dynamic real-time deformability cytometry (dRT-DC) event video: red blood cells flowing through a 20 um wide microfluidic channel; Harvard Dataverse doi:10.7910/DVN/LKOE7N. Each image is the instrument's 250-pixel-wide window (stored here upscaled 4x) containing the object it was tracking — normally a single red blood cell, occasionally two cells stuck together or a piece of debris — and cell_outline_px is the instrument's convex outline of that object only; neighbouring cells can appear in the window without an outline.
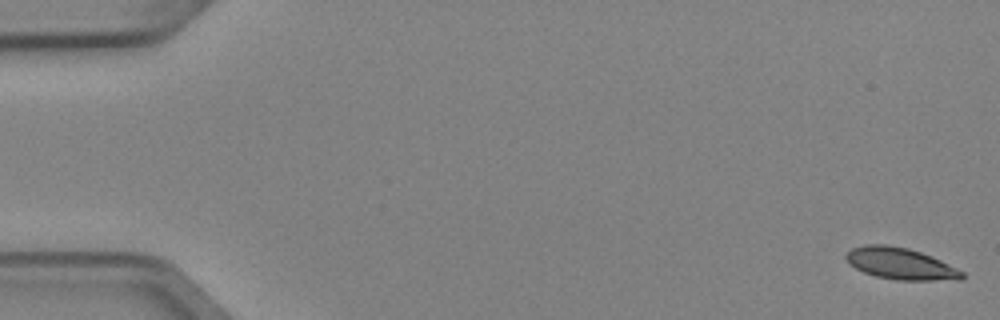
{"species": "Egyptian fruit bat (a non-hibernating species)", "species_latin": "Rousettus aegyptiacus", "temperature_condition": "cold", "stored_images_in_passage": 5, "camera_frame_rate_fps": 3000, "um_per_image_px": 0.085, "animal": {"sex": "female"}, "frame": {"image": 1, "passage_image": 1, "time_ms": 0.0, "image_size_px": [1000, 320], "cell_outline_px": [[964, 276], [960, 280], [896, 280], [876, 276], [864, 272], [848, 264], [844, 256], [852, 248], [864, 244], [888, 244], [908, 248], [932, 256], [964, 272]], "centroid_in_image_um": [76.52, 22.4], "position_along_channel_um": 8.5, "area_um2": 21.44}}
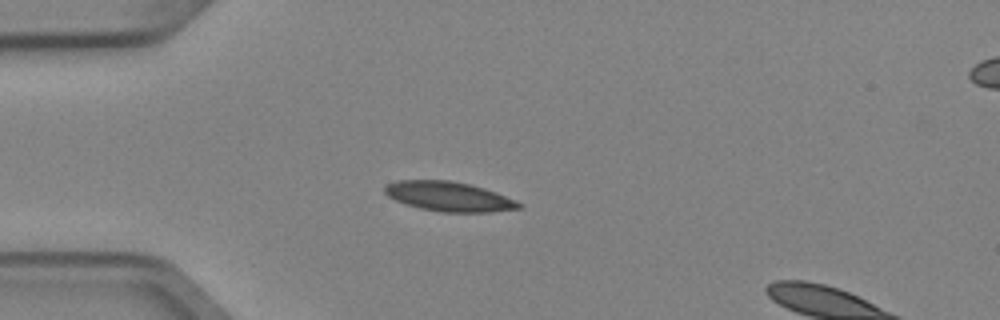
{"frame": {"image": 2, "passage_image": 4, "time_ms": 1.0, "image_size_px": [1000, 320], "cell_outline_px": [[524, 208], [488, 212], [440, 212], [420, 208], [396, 200], [388, 196], [384, 192], [384, 188], [388, 184], [396, 180], [452, 180], [484, 188], [496, 192], [516, 200], [524, 204]], "centroid_in_image_um": [38.2, 16.7], "position_along_channel_um": 46.8, "area_um2": 23.18}}